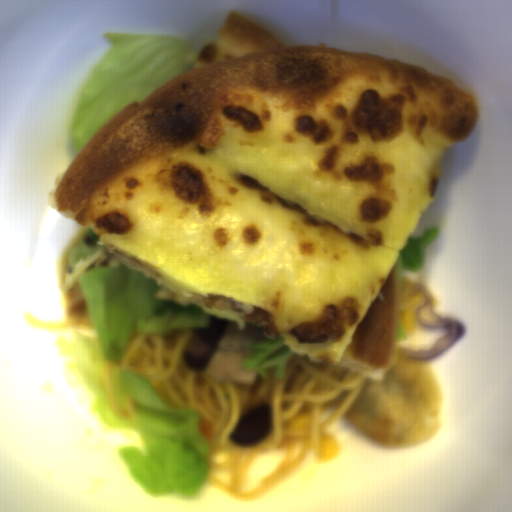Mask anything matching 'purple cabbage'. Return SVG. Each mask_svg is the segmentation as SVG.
Returning <instances> with one entry per match:
<instances>
[{
    "label": "purple cabbage",
    "mask_w": 512,
    "mask_h": 512,
    "mask_svg": "<svg viewBox=\"0 0 512 512\" xmlns=\"http://www.w3.org/2000/svg\"><path fill=\"white\" fill-rule=\"evenodd\" d=\"M408 296L422 293L421 300L414 305L416 321L423 328L441 329L442 335L433 346L425 349H405L395 345L394 353L416 361L433 360L450 350L464 335L459 319L435 311L433 297L426 286L418 281L408 280Z\"/></svg>",
    "instance_id": "c1f60e8f"
}]
</instances>
